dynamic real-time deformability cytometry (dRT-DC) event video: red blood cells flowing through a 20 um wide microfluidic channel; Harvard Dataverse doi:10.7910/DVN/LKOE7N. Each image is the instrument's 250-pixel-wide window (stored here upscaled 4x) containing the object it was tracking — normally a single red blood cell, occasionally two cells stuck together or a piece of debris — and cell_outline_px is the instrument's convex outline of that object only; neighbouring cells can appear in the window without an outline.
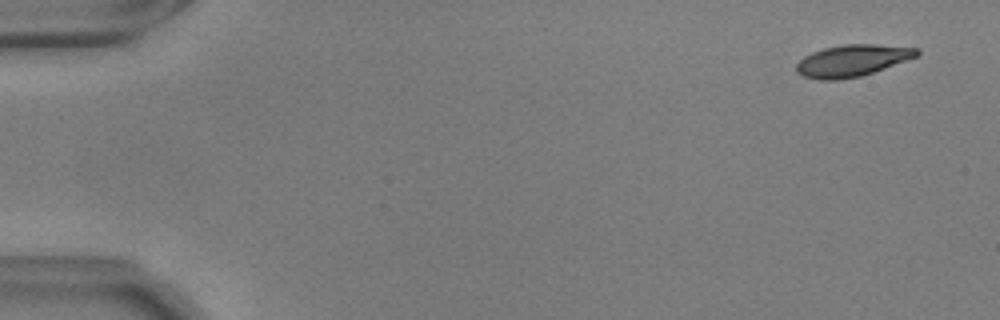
{"species": "common noctule bat (a hibernating species)", "species_latin": "Nyctalus noctula", "temperature_condition": "warm", "stored_images_in_passage": 7, "camera_frame_rate_fps": 3000, "um_per_image_px": 0.085, "animal": {"sex": "male", "body_mass_g": 17.9, "forearm_length_mm": 54.2}, "frame": {"image": 1, "passage_image": 1, "time_ms": 0.0, "image_size_px": [1000, 320], "cell_outline_px": [[920, 52], [916, 56], [884, 68], [860, 76], [840, 80], [820, 80], [804, 76], [796, 72], [796, 64], [804, 56], [812, 52], [824, 48], [844, 44], [872, 44], [920, 48]], "centroid_in_image_um": [72.4, 5.15], "position_along_channel_um": 12.6, "area_um2": 22.08}}